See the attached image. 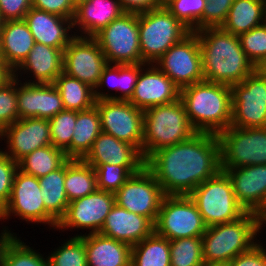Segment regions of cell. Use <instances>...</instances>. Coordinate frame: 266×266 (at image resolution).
Wrapping results in <instances>:
<instances>
[{
	"mask_svg": "<svg viewBox=\"0 0 266 266\" xmlns=\"http://www.w3.org/2000/svg\"><path fill=\"white\" fill-rule=\"evenodd\" d=\"M145 166L164 195H189L222 170L218 135L197 132L189 140L157 150Z\"/></svg>",
	"mask_w": 266,
	"mask_h": 266,
	"instance_id": "6da1fadb",
	"label": "cell"
},
{
	"mask_svg": "<svg viewBox=\"0 0 266 266\" xmlns=\"http://www.w3.org/2000/svg\"><path fill=\"white\" fill-rule=\"evenodd\" d=\"M195 32L205 81L232 86L257 69L245 55L238 36L221 27H207Z\"/></svg>",
	"mask_w": 266,
	"mask_h": 266,
	"instance_id": "7a4b0ae2",
	"label": "cell"
},
{
	"mask_svg": "<svg viewBox=\"0 0 266 266\" xmlns=\"http://www.w3.org/2000/svg\"><path fill=\"white\" fill-rule=\"evenodd\" d=\"M180 99L196 132L218 135L231 126V86L204 80L180 89Z\"/></svg>",
	"mask_w": 266,
	"mask_h": 266,
	"instance_id": "3957f363",
	"label": "cell"
},
{
	"mask_svg": "<svg viewBox=\"0 0 266 266\" xmlns=\"http://www.w3.org/2000/svg\"><path fill=\"white\" fill-rule=\"evenodd\" d=\"M263 222L260 215L246 212L235 221L207 227L202 235L204 261L229 263L237 255L249 251L257 244V233H261Z\"/></svg>",
	"mask_w": 266,
	"mask_h": 266,
	"instance_id": "277c9868",
	"label": "cell"
},
{
	"mask_svg": "<svg viewBox=\"0 0 266 266\" xmlns=\"http://www.w3.org/2000/svg\"><path fill=\"white\" fill-rule=\"evenodd\" d=\"M192 128L181 99L144 111L142 156L146 161L157 150L189 140Z\"/></svg>",
	"mask_w": 266,
	"mask_h": 266,
	"instance_id": "5b68a950",
	"label": "cell"
},
{
	"mask_svg": "<svg viewBox=\"0 0 266 266\" xmlns=\"http://www.w3.org/2000/svg\"><path fill=\"white\" fill-rule=\"evenodd\" d=\"M138 28L141 57L145 64H154L191 32L165 6L138 14Z\"/></svg>",
	"mask_w": 266,
	"mask_h": 266,
	"instance_id": "8992f818",
	"label": "cell"
},
{
	"mask_svg": "<svg viewBox=\"0 0 266 266\" xmlns=\"http://www.w3.org/2000/svg\"><path fill=\"white\" fill-rule=\"evenodd\" d=\"M189 197L207 227L235 221L246 213L236 200L231 180L223 170L197 186Z\"/></svg>",
	"mask_w": 266,
	"mask_h": 266,
	"instance_id": "52a82bcc",
	"label": "cell"
},
{
	"mask_svg": "<svg viewBox=\"0 0 266 266\" xmlns=\"http://www.w3.org/2000/svg\"><path fill=\"white\" fill-rule=\"evenodd\" d=\"M93 38L109 64L143 63L140 51L138 14L123 13Z\"/></svg>",
	"mask_w": 266,
	"mask_h": 266,
	"instance_id": "ba28073f",
	"label": "cell"
},
{
	"mask_svg": "<svg viewBox=\"0 0 266 266\" xmlns=\"http://www.w3.org/2000/svg\"><path fill=\"white\" fill-rule=\"evenodd\" d=\"M221 167L228 168L266 164V127L230 126L218 134Z\"/></svg>",
	"mask_w": 266,
	"mask_h": 266,
	"instance_id": "9c48e42d",
	"label": "cell"
},
{
	"mask_svg": "<svg viewBox=\"0 0 266 266\" xmlns=\"http://www.w3.org/2000/svg\"><path fill=\"white\" fill-rule=\"evenodd\" d=\"M154 225L155 232L169 241L202 236L207 228L189 195H165Z\"/></svg>",
	"mask_w": 266,
	"mask_h": 266,
	"instance_id": "30bf717a",
	"label": "cell"
},
{
	"mask_svg": "<svg viewBox=\"0 0 266 266\" xmlns=\"http://www.w3.org/2000/svg\"><path fill=\"white\" fill-rule=\"evenodd\" d=\"M231 126L266 127V74L257 68L239 84L231 86Z\"/></svg>",
	"mask_w": 266,
	"mask_h": 266,
	"instance_id": "8fae6325",
	"label": "cell"
},
{
	"mask_svg": "<svg viewBox=\"0 0 266 266\" xmlns=\"http://www.w3.org/2000/svg\"><path fill=\"white\" fill-rule=\"evenodd\" d=\"M39 179L17 170L6 205L0 210V221L12 215L28 223H44L53 229L58 221L45 209Z\"/></svg>",
	"mask_w": 266,
	"mask_h": 266,
	"instance_id": "7c38bea8",
	"label": "cell"
},
{
	"mask_svg": "<svg viewBox=\"0 0 266 266\" xmlns=\"http://www.w3.org/2000/svg\"><path fill=\"white\" fill-rule=\"evenodd\" d=\"M154 64L180 89L204 81L197 33L190 32L171 46Z\"/></svg>",
	"mask_w": 266,
	"mask_h": 266,
	"instance_id": "4fadbf2b",
	"label": "cell"
},
{
	"mask_svg": "<svg viewBox=\"0 0 266 266\" xmlns=\"http://www.w3.org/2000/svg\"><path fill=\"white\" fill-rule=\"evenodd\" d=\"M101 129L116 139L135 146L142 153L144 111L128 100L95 101Z\"/></svg>",
	"mask_w": 266,
	"mask_h": 266,
	"instance_id": "5bb4252c",
	"label": "cell"
},
{
	"mask_svg": "<svg viewBox=\"0 0 266 266\" xmlns=\"http://www.w3.org/2000/svg\"><path fill=\"white\" fill-rule=\"evenodd\" d=\"M114 196L117 205L145 216L155 224L165 195L153 173L144 166L133 174Z\"/></svg>",
	"mask_w": 266,
	"mask_h": 266,
	"instance_id": "9a60e30c",
	"label": "cell"
},
{
	"mask_svg": "<svg viewBox=\"0 0 266 266\" xmlns=\"http://www.w3.org/2000/svg\"><path fill=\"white\" fill-rule=\"evenodd\" d=\"M107 60L93 37L76 36L64 49L63 72L95 89Z\"/></svg>",
	"mask_w": 266,
	"mask_h": 266,
	"instance_id": "2e32d148",
	"label": "cell"
},
{
	"mask_svg": "<svg viewBox=\"0 0 266 266\" xmlns=\"http://www.w3.org/2000/svg\"><path fill=\"white\" fill-rule=\"evenodd\" d=\"M114 204L113 193L97 189L92 194L70 202L56 229L65 231L68 228H79L89 229L88 234L99 233Z\"/></svg>",
	"mask_w": 266,
	"mask_h": 266,
	"instance_id": "e0dca14e",
	"label": "cell"
},
{
	"mask_svg": "<svg viewBox=\"0 0 266 266\" xmlns=\"http://www.w3.org/2000/svg\"><path fill=\"white\" fill-rule=\"evenodd\" d=\"M0 138L8 144L2 151L18 163L32 151L52 145L49 119H18L0 132Z\"/></svg>",
	"mask_w": 266,
	"mask_h": 266,
	"instance_id": "ac0fdd59",
	"label": "cell"
},
{
	"mask_svg": "<svg viewBox=\"0 0 266 266\" xmlns=\"http://www.w3.org/2000/svg\"><path fill=\"white\" fill-rule=\"evenodd\" d=\"M236 200L246 210L266 219V164L228 168Z\"/></svg>",
	"mask_w": 266,
	"mask_h": 266,
	"instance_id": "d6986e66",
	"label": "cell"
},
{
	"mask_svg": "<svg viewBox=\"0 0 266 266\" xmlns=\"http://www.w3.org/2000/svg\"><path fill=\"white\" fill-rule=\"evenodd\" d=\"M178 99H180V88L155 64H146L140 71L133 95L128 101L145 111Z\"/></svg>",
	"mask_w": 266,
	"mask_h": 266,
	"instance_id": "ffe728a7",
	"label": "cell"
},
{
	"mask_svg": "<svg viewBox=\"0 0 266 266\" xmlns=\"http://www.w3.org/2000/svg\"><path fill=\"white\" fill-rule=\"evenodd\" d=\"M17 104L19 119H50L64 110L60 92L54 84L21 83L18 78Z\"/></svg>",
	"mask_w": 266,
	"mask_h": 266,
	"instance_id": "44dd1931",
	"label": "cell"
},
{
	"mask_svg": "<svg viewBox=\"0 0 266 266\" xmlns=\"http://www.w3.org/2000/svg\"><path fill=\"white\" fill-rule=\"evenodd\" d=\"M154 231L155 225L149 218L127 211L115 203L99 233L132 247Z\"/></svg>",
	"mask_w": 266,
	"mask_h": 266,
	"instance_id": "7402d4cb",
	"label": "cell"
},
{
	"mask_svg": "<svg viewBox=\"0 0 266 266\" xmlns=\"http://www.w3.org/2000/svg\"><path fill=\"white\" fill-rule=\"evenodd\" d=\"M24 21L28 25L35 42L64 51L65 47L76 36V32L69 34L73 29L72 19L57 14L45 12L31 7L26 13Z\"/></svg>",
	"mask_w": 266,
	"mask_h": 266,
	"instance_id": "603a6c76",
	"label": "cell"
},
{
	"mask_svg": "<svg viewBox=\"0 0 266 266\" xmlns=\"http://www.w3.org/2000/svg\"><path fill=\"white\" fill-rule=\"evenodd\" d=\"M82 160L93 168H97L102 164L145 166V160L135 146L118 140L103 131L95 139L91 150Z\"/></svg>",
	"mask_w": 266,
	"mask_h": 266,
	"instance_id": "cb8c5ba5",
	"label": "cell"
},
{
	"mask_svg": "<svg viewBox=\"0 0 266 266\" xmlns=\"http://www.w3.org/2000/svg\"><path fill=\"white\" fill-rule=\"evenodd\" d=\"M63 56V50L35 42L29 55L14 70V76L18 78L19 73L21 77L23 73L29 72L33 80L29 79L27 83L53 84L63 72Z\"/></svg>",
	"mask_w": 266,
	"mask_h": 266,
	"instance_id": "d4e9b609",
	"label": "cell"
},
{
	"mask_svg": "<svg viewBox=\"0 0 266 266\" xmlns=\"http://www.w3.org/2000/svg\"><path fill=\"white\" fill-rule=\"evenodd\" d=\"M119 0H90L79 4L72 20L77 36L93 37L102 28L123 14Z\"/></svg>",
	"mask_w": 266,
	"mask_h": 266,
	"instance_id": "484cf974",
	"label": "cell"
},
{
	"mask_svg": "<svg viewBox=\"0 0 266 266\" xmlns=\"http://www.w3.org/2000/svg\"><path fill=\"white\" fill-rule=\"evenodd\" d=\"M35 40L23 20L4 21L0 29L1 58L14 71L29 55Z\"/></svg>",
	"mask_w": 266,
	"mask_h": 266,
	"instance_id": "4316f807",
	"label": "cell"
},
{
	"mask_svg": "<svg viewBox=\"0 0 266 266\" xmlns=\"http://www.w3.org/2000/svg\"><path fill=\"white\" fill-rule=\"evenodd\" d=\"M88 266H130L131 246L101 235H84Z\"/></svg>",
	"mask_w": 266,
	"mask_h": 266,
	"instance_id": "83f0119b",
	"label": "cell"
},
{
	"mask_svg": "<svg viewBox=\"0 0 266 266\" xmlns=\"http://www.w3.org/2000/svg\"><path fill=\"white\" fill-rule=\"evenodd\" d=\"M146 66L145 63L137 64H107L100 76V80L94 89L95 101L112 99V100H129L133 95L141 69ZM109 85L110 89L120 92V95H114L102 92L98 88ZM112 87V88H111Z\"/></svg>",
	"mask_w": 266,
	"mask_h": 266,
	"instance_id": "f1b7e54d",
	"label": "cell"
},
{
	"mask_svg": "<svg viewBox=\"0 0 266 266\" xmlns=\"http://www.w3.org/2000/svg\"><path fill=\"white\" fill-rule=\"evenodd\" d=\"M101 132L100 116L95 105L88 110L77 112L72 141L65 151L66 156L69 159L82 160Z\"/></svg>",
	"mask_w": 266,
	"mask_h": 266,
	"instance_id": "f546056e",
	"label": "cell"
},
{
	"mask_svg": "<svg viewBox=\"0 0 266 266\" xmlns=\"http://www.w3.org/2000/svg\"><path fill=\"white\" fill-rule=\"evenodd\" d=\"M5 229V230H4ZM0 233V266H49L48 258L4 227ZM9 230V231H8Z\"/></svg>",
	"mask_w": 266,
	"mask_h": 266,
	"instance_id": "4dcf8cb0",
	"label": "cell"
},
{
	"mask_svg": "<svg viewBox=\"0 0 266 266\" xmlns=\"http://www.w3.org/2000/svg\"><path fill=\"white\" fill-rule=\"evenodd\" d=\"M265 23L263 0H234L221 28L235 36Z\"/></svg>",
	"mask_w": 266,
	"mask_h": 266,
	"instance_id": "1f68e13d",
	"label": "cell"
},
{
	"mask_svg": "<svg viewBox=\"0 0 266 266\" xmlns=\"http://www.w3.org/2000/svg\"><path fill=\"white\" fill-rule=\"evenodd\" d=\"M66 162L58 169L39 179L45 209L59 222L69 205L64 181Z\"/></svg>",
	"mask_w": 266,
	"mask_h": 266,
	"instance_id": "d6a6232c",
	"label": "cell"
},
{
	"mask_svg": "<svg viewBox=\"0 0 266 266\" xmlns=\"http://www.w3.org/2000/svg\"><path fill=\"white\" fill-rule=\"evenodd\" d=\"M64 186L69 203L94 193L97 190L94 168L83 160L68 159Z\"/></svg>",
	"mask_w": 266,
	"mask_h": 266,
	"instance_id": "836d02e7",
	"label": "cell"
},
{
	"mask_svg": "<svg viewBox=\"0 0 266 266\" xmlns=\"http://www.w3.org/2000/svg\"><path fill=\"white\" fill-rule=\"evenodd\" d=\"M130 266H171L170 241L154 231L132 246Z\"/></svg>",
	"mask_w": 266,
	"mask_h": 266,
	"instance_id": "e575fe53",
	"label": "cell"
},
{
	"mask_svg": "<svg viewBox=\"0 0 266 266\" xmlns=\"http://www.w3.org/2000/svg\"><path fill=\"white\" fill-rule=\"evenodd\" d=\"M59 90L64 109L85 111L95 105L94 89L62 72L53 83Z\"/></svg>",
	"mask_w": 266,
	"mask_h": 266,
	"instance_id": "d590c367",
	"label": "cell"
},
{
	"mask_svg": "<svg viewBox=\"0 0 266 266\" xmlns=\"http://www.w3.org/2000/svg\"><path fill=\"white\" fill-rule=\"evenodd\" d=\"M68 159L64 151L49 145L38 148L26 155L18 162V169L40 178L60 168Z\"/></svg>",
	"mask_w": 266,
	"mask_h": 266,
	"instance_id": "8d00e7d4",
	"label": "cell"
},
{
	"mask_svg": "<svg viewBox=\"0 0 266 266\" xmlns=\"http://www.w3.org/2000/svg\"><path fill=\"white\" fill-rule=\"evenodd\" d=\"M202 236L170 240L171 266H202Z\"/></svg>",
	"mask_w": 266,
	"mask_h": 266,
	"instance_id": "74e56055",
	"label": "cell"
},
{
	"mask_svg": "<svg viewBox=\"0 0 266 266\" xmlns=\"http://www.w3.org/2000/svg\"><path fill=\"white\" fill-rule=\"evenodd\" d=\"M47 258L49 266H88L84 234L67 239Z\"/></svg>",
	"mask_w": 266,
	"mask_h": 266,
	"instance_id": "f35d334b",
	"label": "cell"
},
{
	"mask_svg": "<svg viewBox=\"0 0 266 266\" xmlns=\"http://www.w3.org/2000/svg\"><path fill=\"white\" fill-rule=\"evenodd\" d=\"M207 0H169L164 6L191 32L203 29Z\"/></svg>",
	"mask_w": 266,
	"mask_h": 266,
	"instance_id": "ab89813d",
	"label": "cell"
},
{
	"mask_svg": "<svg viewBox=\"0 0 266 266\" xmlns=\"http://www.w3.org/2000/svg\"><path fill=\"white\" fill-rule=\"evenodd\" d=\"M143 167L102 164L94 168L97 189L115 194L133 174Z\"/></svg>",
	"mask_w": 266,
	"mask_h": 266,
	"instance_id": "60d3db41",
	"label": "cell"
},
{
	"mask_svg": "<svg viewBox=\"0 0 266 266\" xmlns=\"http://www.w3.org/2000/svg\"><path fill=\"white\" fill-rule=\"evenodd\" d=\"M77 120V111L64 109L49 119L51 144L66 151L72 141L73 131Z\"/></svg>",
	"mask_w": 266,
	"mask_h": 266,
	"instance_id": "b9f144b4",
	"label": "cell"
},
{
	"mask_svg": "<svg viewBox=\"0 0 266 266\" xmlns=\"http://www.w3.org/2000/svg\"><path fill=\"white\" fill-rule=\"evenodd\" d=\"M238 37L245 55L256 68H262L266 64V22Z\"/></svg>",
	"mask_w": 266,
	"mask_h": 266,
	"instance_id": "7bdbcfd3",
	"label": "cell"
},
{
	"mask_svg": "<svg viewBox=\"0 0 266 266\" xmlns=\"http://www.w3.org/2000/svg\"><path fill=\"white\" fill-rule=\"evenodd\" d=\"M18 119L17 78L14 76L0 86V132Z\"/></svg>",
	"mask_w": 266,
	"mask_h": 266,
	"instance_id": "ee69618b",
	"label": "cell"
},
{
	"mask_svg": "<svg viewBox=\"0 0 266 266\" xmlns=\"http://www.w3.org/2000/svg\"><path fill=\"white\" fill-rule=\"evenodd\" d=\"M18 170V163L13 161L0 148V210L8 202Z\"/></svg>",
	"mask_w": 266,
	"mask_h": 266,
	"instance_id": "f6af8a7d",
	"label": "cell"
},
{
	"mask_svg": "<svg viewBox=\"0 0 266 266\" xmlns=\"http://www.w3.org/2000/svg\"><path fill=\"white\" fill-rule=\"evenodd\" d=\"M234 0H207L203 11V28L221 27Z\"/></svg>",
	"mask_w": 266,
	"mask_h": 266,
	"instance_id": "bcb514c9",
	"label": "cell"
},
{
	"mask_svg": "<svg viewBox=\"0 0 266 266\" xmlns=\"http://www.w3.org/2000/svg\"><path fill=\"white\" fill-rule=\"evenodd\" d=\"M32 7L72 20L76 9L72 0H32Z\"/></svg>",
	"mask_w": 266,
	"mask_h": 266,
	"instance_id": "7dc6e473",
	"label": "cell"
},
{
	"mask_svg": "<svg viewBox=\"0 0 266 266\" xmlns=\"http://www.w3.org/2000/svg\"><path fill=\"white\" fill-rule=\"evenodd\" d=\"M32 7V0H0V13L4 21L23 20Z\"/></svg>",
	"mask_w": 266,
	"mask_h": 266,
	"instance_id": "c3c4849f",
	"label": "cell"
},
{
	"mask_svg": "<svg viewBox=\"0 0 266 266\" xmlns=\"http://www.w3.org/2000/svg\"><path fill=\"white\" fill-rule=\"evenodd\" d=\"M255 244L249 251L237 255L229 262L230 266H266L265 246Z\"/></svg>",
	"mask_w": 266,
	"mask_h": 266,
	"instance_id": "681fc988",
	"label": "cell"
},
{
	"mask_svg": "<svg viewBox=\"0 0 266 266\" xmlns=\"http://www.w3.org/2000/svg\"><path fill=\"white\" fill-rule=\"evenodd\" d=\"M124 13L140 14L163 6L161 0H119Z\"/></svg>",
	"mask_w": 266,
	"mask_h": 266,
	"instance_id": "f907efd6",
	"label": "cell"
},
{
	"mask_svg": "<svg viewBox=\"0 0 266 266\" xmlns=\"http://www.w3.org/2000/svg\"><path fill=\"white\" fill-rule=\"evenodd\" d=\"M14 77V71L0 58V86L5 85Z\"/></svg>",
	"mask_w": 266,
	"mask_h": 266,
	"instance_id": "816d5d0a",
	"label": "cell"
},
{
	"mask_svg": "<svg viewBox=\"0 0 266 266\" xmlns=\"http://www.w3.org/2000/svg\"><path fill=\"white\" fill-rule=\"evenodd\" d=\"M202 266H230L227 262H204Z\"/></svg>",
	"mask_w": 266,
	"mask_h": 266,
	"instance_id": "f5cc1de1",
	"label": "cell"
},
{
	"mask_svg": "<svg viewBox=\"0 0 266 266\" xmlns=\"http://www.w3.org/2000/svg\"><path fill=\"white\" fill-rule=\"evenodd\" d=\"M88 1H90V0H72L75 7H77L79 4H81L83 2H88Z\"/></svg>",
	"mask_w": 266,
	"mask_h": 266,
	"instance_id": "db71d44e",
	"label": "cell"
},
{
	"mask_svg": "<svg viewBox=\"0 0 266 266\" xmlns=\"http://www.w3.org/2000/svg\"><path fill=\"white\" fill-rule=\"evenodd\" d=\"M264 4V15H265V22H266V0H263Z\"/></svg>",
	"mask_w": 266,
	"mask_h": 266,
	"instance_id": "11a10c76",
	"label": "cell"
},
{
	"mask_svg": "<svg viewBox=\"0 0 266 266\" xmlns=\"http://www.w3.org/2000/svg\"><path fill=\"white\" fill-rule=\"evenodd\" d=\"M3 23H4V20H3V18L1 17V13H0V29H1Z\"/></svg>",
	"mask_w": 266,
	"mask_h": 266,
	"instance_id": "9f6ffc18",
	"label": "cell"
},
{
	"mask_svg": "<svg viewBox=\"0 0 266 266\" xmlns=\"http://www.w3.org/2000/svg\"><path fill=\"white\" fill-rule=\"evenodd\" d=\"M169 0H161L163 6L168 2Z\"/></svg>",
	"mask_w": 266,
	"mask_h": 266,
	"instance_id": "6f0895ef",
	"label": "cell"
},
{
	"mask_svg": "<svg viewBox=\"0 0 266 266\" xmlns=\"http://www.w3.org/2000/svg\"><path fill=\"white\" fill-rule=\"evenodd\" d=\"M263 71H264V73L266 74V64L261 68Z\"/></svg>",
	"mask_w": 266,
	"mask_h": 266,
	"instance_id": "680465c9",
	"label": "cell"
}]
</instances>
